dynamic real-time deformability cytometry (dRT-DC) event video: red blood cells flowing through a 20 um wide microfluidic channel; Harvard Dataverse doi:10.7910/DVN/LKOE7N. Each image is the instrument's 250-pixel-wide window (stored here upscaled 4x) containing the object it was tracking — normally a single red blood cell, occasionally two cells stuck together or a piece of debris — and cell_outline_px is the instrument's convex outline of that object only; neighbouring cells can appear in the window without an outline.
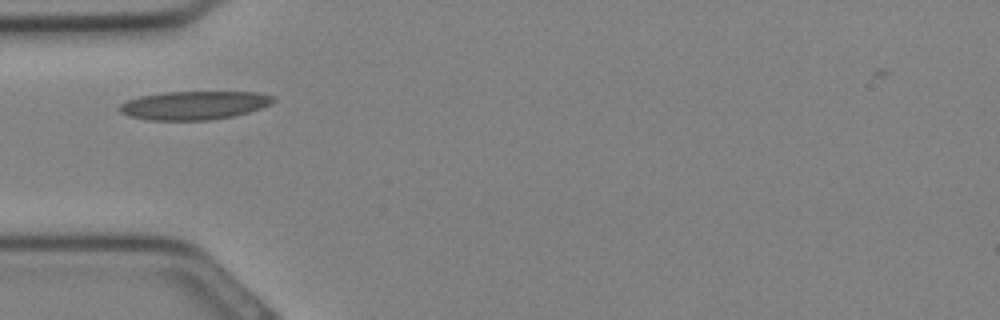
{"species": "Egyptian fruit bat (a non-hibernating species)", "species_latin": "Rousettus aegyptiacus", "temperature_condition": "cold", "stored_images_in_passage": 21, "camera_frame_rate_fps": 3000, "um_per_image_px": 0.085, "animal": {"sex": "female"}, "frame": {"image": 1, "passage_image": 1, "time_ms": 0.0, "image_size_px": [1000, 320], "cell_outline_px": [[276, 100], [260, 108], [248, 112], [232, 116], [212, 120], [148, 120], [128, 116], [120, 112], [116, 108], [120, 104], [128, 100], [140, 96], [164, 92], [260, 92], [276, 96]], "centroid_in_image_um": [16.48, 8.95], "position_along_channel_um": 68.5, "area_um2": 25.66}}
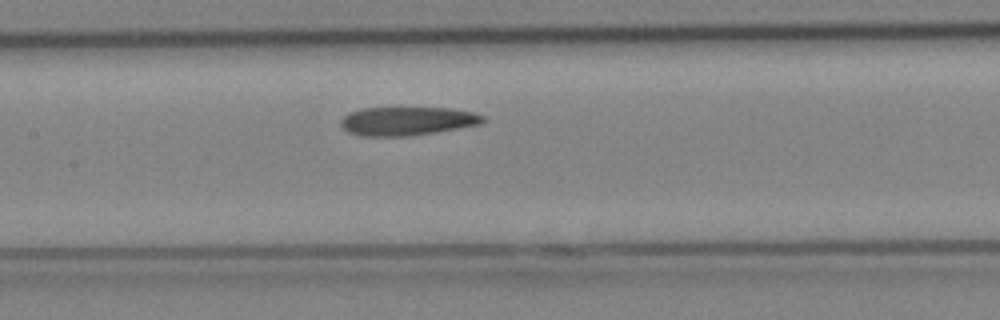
{"frame": {"image": 2, "passage_image": 6, "time_ms": 1.667, "image_size_px": [1000, 320], "cell_outline_px": [[484, 120], [480, 124], [436, 132], [408, 136], [360, 136], [348, 132], [340, 124], [340, 120], [348, 112], [364, 108], [452, 108], [472, 112], [484, 116]], "centroid_in_image_um": [34.58, 10.29], "position_along_channel_um": 172.8, "area_um2": 23.64}}
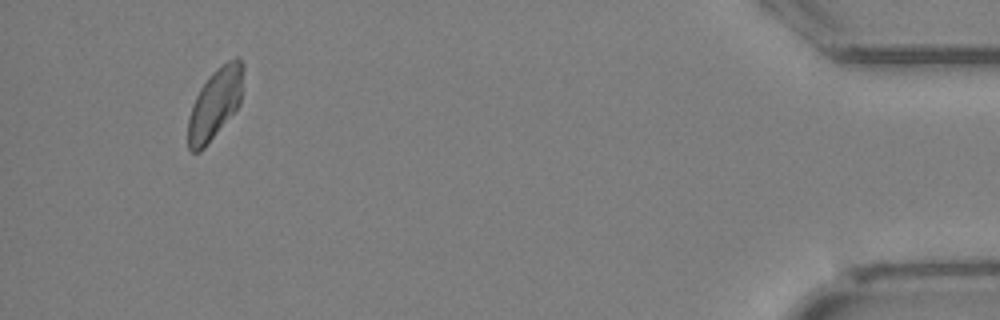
{"frame": {"image": 3, "passage_image": 21, "time_ms": 6.667, "image_size_px": [1000, 320], "cell_outline_px": [[244, 68], [240, 104], [204, 148], [200, 152], [192, 152], [188, 148], [188, 116], [192, 104], [200, 88], [208, 76], [216, 68], [228, 60], [236, 56], [240, 56], [244, 64]], "centroid_in_image_um": [18.28, 8.76], "position_along_channel_um": 416.9, "area_um2": 22.83}}